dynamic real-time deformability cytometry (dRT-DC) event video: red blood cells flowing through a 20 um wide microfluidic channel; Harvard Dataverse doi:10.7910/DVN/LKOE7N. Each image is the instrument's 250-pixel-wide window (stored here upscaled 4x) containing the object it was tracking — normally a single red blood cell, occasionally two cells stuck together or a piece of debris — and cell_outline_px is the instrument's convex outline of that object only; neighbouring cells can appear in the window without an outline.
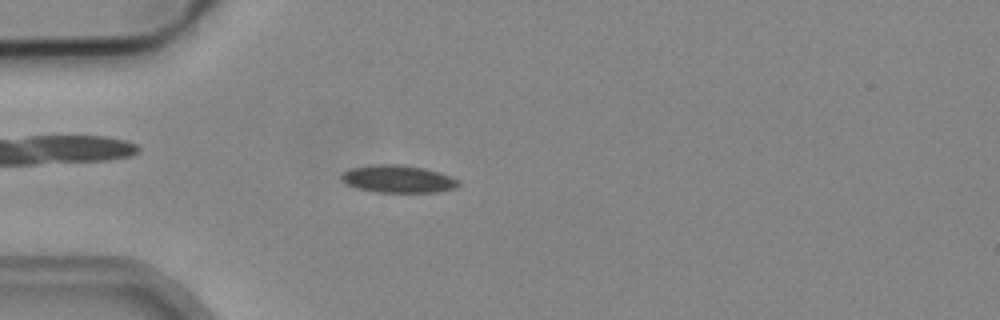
{"species": "common noctule bat (a hibernating species)", "species_latin": "Nyctalus noctula", "temperature_condition": "cold", "stored_images_in_passage": 5, "camera_frame_rate_fps": 3000, "um_per_image_px": 0.085, "animal": {"sex": "male", "body_mass_g": 19.2, "forearm_length_mm": 51.8}, "frame": {"image": 1, "passage_image": 4, "time_ms": 1.0, "image_size_px": [1000, 320], "cell_outline_px": [[460, 184], [456, 188], [436, 192], [376, 192], [356, 188], [340, 180], [340, 176], [344, 172], [352, 168], [372, 164], [396, 164], [424, 168], [440, 172], [452, 176]], "centroid_in_image_um": [33.83, 15.21], "position_along_channel_um": 51.2, "area_um2": 18.79}}